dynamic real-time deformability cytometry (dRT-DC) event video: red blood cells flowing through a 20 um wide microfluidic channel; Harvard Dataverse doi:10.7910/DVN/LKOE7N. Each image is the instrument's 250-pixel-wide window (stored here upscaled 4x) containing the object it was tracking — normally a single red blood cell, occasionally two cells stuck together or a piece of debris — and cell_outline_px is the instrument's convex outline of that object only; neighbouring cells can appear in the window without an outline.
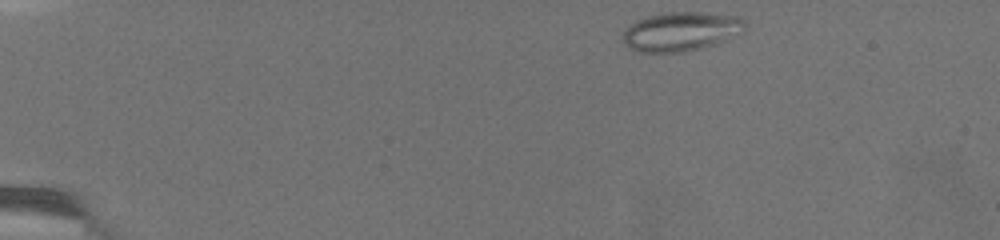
{"species": "common noctule bat (a hibernating species)", "species_latin": "Nyctalus noctula", "temperature_condition": "warm", "stored_images_in_passage": 43, "camera_frame_rate_fps": 3000, "um_per_image_px": 0.085, "animal": {"sex": "female", "body_mass_g": 19.5, "forearm_length_mm": 54.1}, "frame": {"image": 1, "passage_image": 2, "time_ms": 0.333, "image_size_px": [1000, 240], "cell_outline_px": [[748, 24], [744, 28], [724, 40], [716, 44], [700, 48], [680, 52], [640, 52], [624, 44], [624, 32], [636, 20], [648, 16], [664, 12], [704, 12], [744, 16]], "centroid_in_image_um": [57.93, 2.65], "position_along_channel_um": 27.1, "area_um2": 27.69}}
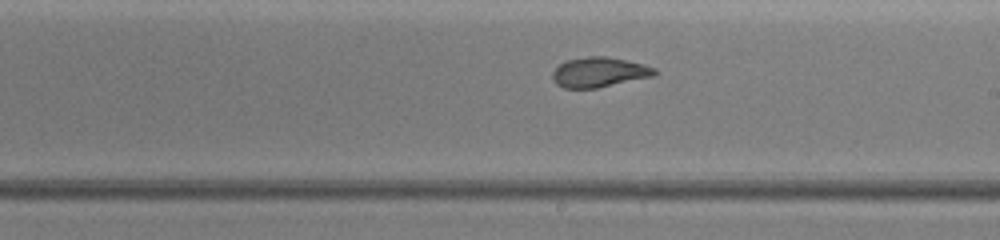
{"frame": {"image": 2, "passage_image": 28, "time_ms": 10.667, "image_size_px": [1000, 240], "cell_outline_px": [[656, 76], [596, 88], [564, 88], [556, 84], [552, 76], [552, 72], [560, 64], [568, 60], [588, 56], [604, 56], [644, 64], [656, 68]], "centroid_in_image_um": [50.95, 6.14], "position_along_channel_um": 238.0, "area_um2": 17.74}}
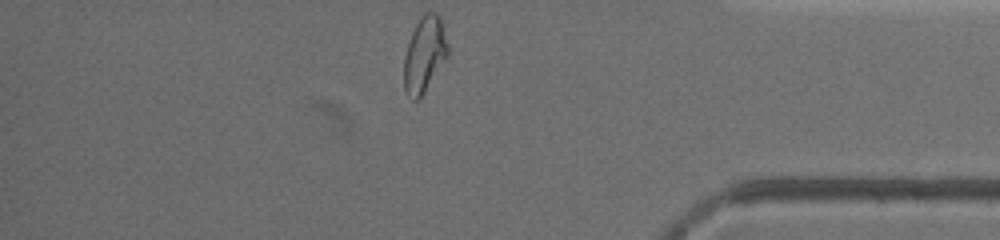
{"frame": {"image": 3, "passage_image": 43, "time_ms": 16.667, "image_size_px": [1000, 240], "cell_outline_px": [[448, 56], [424, 92], [416, 100], [412, 100], [408, 96], [404, 88], [404, 56], [412, 32], [416, 24], [424, 12], [436, 12], [440, 16], [448, 44]], "centroid_in_image_um": [36.08, 4.61], "position_along_channel_um": 399.1, "area_um2": 19.19}, "authors_computed_cell_mechanics": {"area_um2": 19.1896, "velocity_mm_per_s": 3.0441, "shape_relaxation_time_tau1_ms": null, "shape_relaxation_time_tau2_ms": 1.4799, "deformation_change_tau1": null, "deformation_change_tau2": 0.0825}}